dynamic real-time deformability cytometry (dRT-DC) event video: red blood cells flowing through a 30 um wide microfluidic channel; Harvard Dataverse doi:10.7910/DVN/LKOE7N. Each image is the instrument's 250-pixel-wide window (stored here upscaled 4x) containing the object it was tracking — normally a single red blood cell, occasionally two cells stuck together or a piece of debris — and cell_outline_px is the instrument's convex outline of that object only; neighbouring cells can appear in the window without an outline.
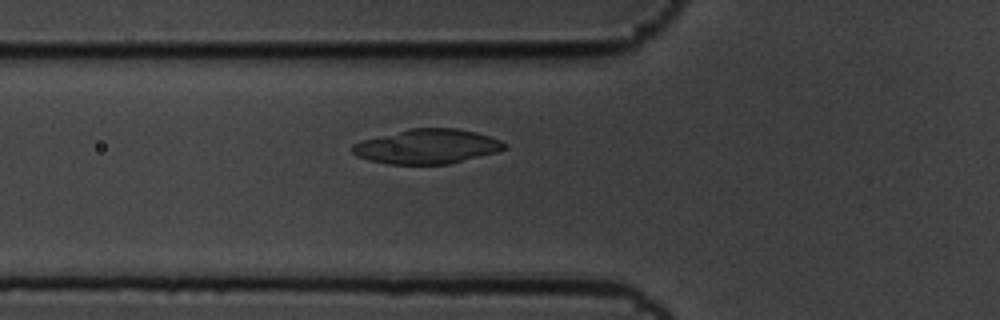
{"species": "common noctule bat (a hibernating species)", "species_latin": "Nyctalus noctula", "temperature_condition": "cold", "stored_images_in_passage": 5, "camera_frame_rate_fps": 3000, "um_per_image_px": 0.085, "animal": {"sex": "male", "body_mass_g": 19.5, "forearm_length_mm": 54.6}, "frame": {"image": 1, "passage_image": 5, "time_ms": 1.333, "image_size_px": [1000, 320], "cell_outline_px": [[508, 148], [500, 152], [448, 164], [388, 164], [368, 160], [356, 156], [352, 152], [352, 144], [364, 140], [408, 128], [456, 128], [476, 132], [500, 140], [508, 144]], "centroid_in_image_um": [36.35, 12.45], "position_along_channel_um": 89.5, "area_um2": 30.81}}